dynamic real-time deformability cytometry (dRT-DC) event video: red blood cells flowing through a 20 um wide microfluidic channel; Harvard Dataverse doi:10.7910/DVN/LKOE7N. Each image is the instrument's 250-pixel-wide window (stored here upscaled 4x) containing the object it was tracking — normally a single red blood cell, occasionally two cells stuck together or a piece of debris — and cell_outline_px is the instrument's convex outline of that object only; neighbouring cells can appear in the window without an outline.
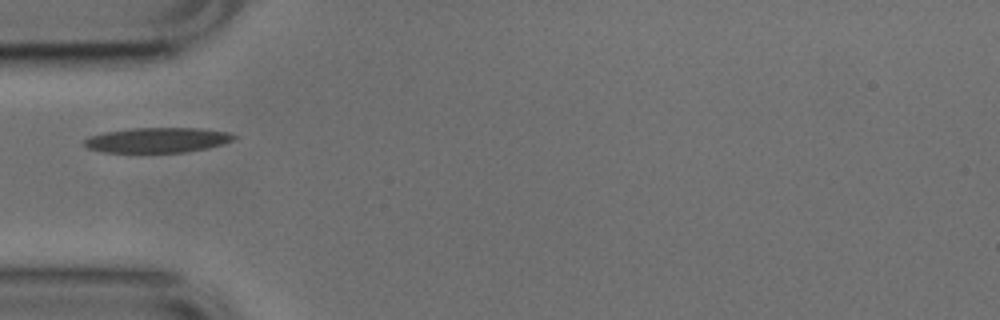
{"species": "common noctule bat (a hibernating species)", "species_latin": "Nyctalus noctula", "temperature_condition": "cold", "stored_images_in_passage": 1, "camera_frame_rate_fps": 3000, "um_per_image_px": 0.085, "animal": {"sex": "male", "body_mass_g": 17.9, "forearm_length_mm": 54.2}, "frame": {"image": 1, "passage_image": 1, "time_ms": 0.0, "image_size_px": [1000, 320], "cell_outline_px": [[236, 136], [232, 140], [224, 144], [208, 148], [184, 152], [104, 152], [88, 148], [84, 144], [84, 140], [88, 136], [104, 132], [132, 128], [196, 128], [228, 132]], "centroid_in_image_um": [13.36, 11.9], "position_along_channel_um": 71.6, "area_um2": 21.73}}